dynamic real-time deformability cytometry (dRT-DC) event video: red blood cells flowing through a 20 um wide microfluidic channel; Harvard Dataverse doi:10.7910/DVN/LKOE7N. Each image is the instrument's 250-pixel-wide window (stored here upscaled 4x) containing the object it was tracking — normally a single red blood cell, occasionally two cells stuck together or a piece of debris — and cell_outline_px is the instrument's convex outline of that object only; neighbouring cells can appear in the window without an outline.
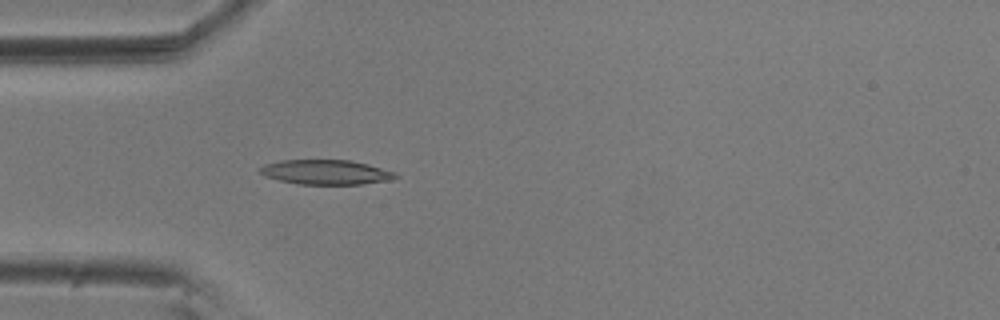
{"species": "common noctule bat (a hibernating species)", "species_latin": "Nyctalus noctula", "temperature_condition": "room temperature", "stored_images_in_passage": 32, "camera_frame_rate_fps": 3000, "um_per_image_px": 0.085, "animal": {"sex": "male", "body_mass_g": 20.5, "forearm_length_mm": 52.5}, "frame": {"image": 1, "passage_image": 3, "time_ms": 0.667, "image_size_px": [1000, 320], "cell_outline_px": [[400, 176], [388, 180], [360, 184], [296, 184], [264, 176], [260, 172], [260, 168], [264, 164], [280, 160], [352, 160], [368, 164], [396, 172]], "centroid_in_image_um": [27.7, 14.63], "position_along_channel_um": 57.3, "area_um2": 19.48}}
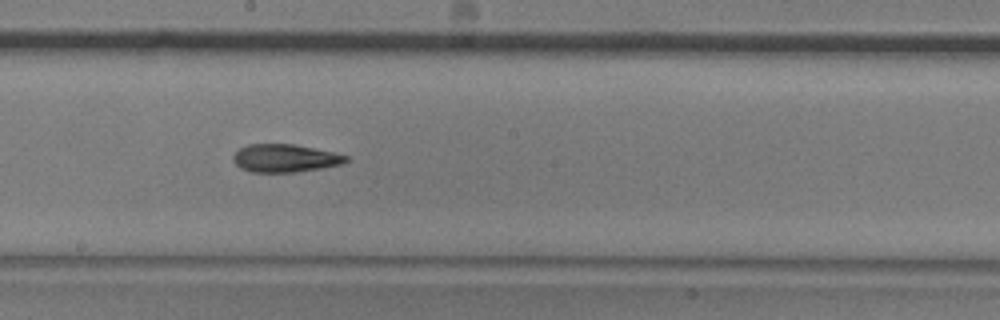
{"frame": {"image": 2, "passage_image": 17, "time_ms": 5.333, "image_size_px": [1000, 320], "cell_outline_px": [[348, 160], [344, 164], [324, 168], [296, 172], [252, 172], [240, 168], [232, 160], [232, 156], [240, 148], [248, 144], [296, 144], [332, 152], [348, 156]], "centroid_in_image_um": [24.23, 13.45], "position_along_channel_um": 224.0, "area_um2": 18.5}}
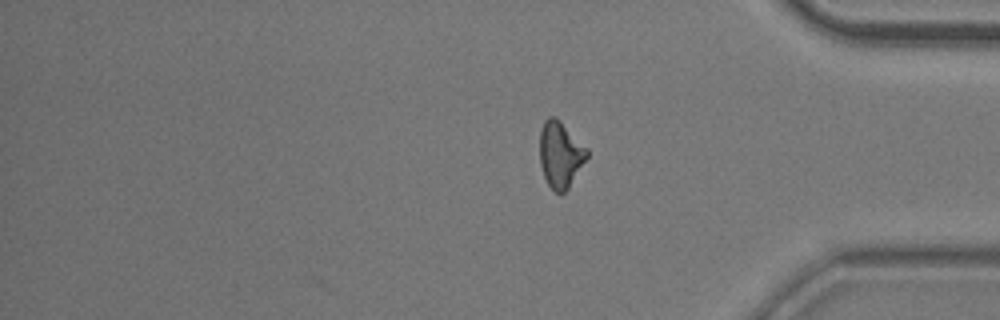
{"frame": {"image": 3, "passage_image": 32, "time_ms": 10.333, "image_size_px": [1000, 320], "cell_outline_px": [[588, 156], [568, 188], [564, 192], [556, 192], [548, 184], [544, 176], [540, 164], [540, 128], [544, 120], [548, 116], [556, 116], [588, 148]], "centroid_in_image_um": [47.62, 13.08], "position_along_channel_um": 387.6, "area_um2": 18.21}, "authors_computed_cell_mechanics": {"area_um2": 18.4671, "velocity_mm_per_s": 3.6155, "shape_relaxation_time_tau1_ms": 9.2994, "shape_relaxation_time_tau2_ms": 6.8835, "deformation_change_tau1": 0.2109, "deformation_change_tau2": 0.1683}}